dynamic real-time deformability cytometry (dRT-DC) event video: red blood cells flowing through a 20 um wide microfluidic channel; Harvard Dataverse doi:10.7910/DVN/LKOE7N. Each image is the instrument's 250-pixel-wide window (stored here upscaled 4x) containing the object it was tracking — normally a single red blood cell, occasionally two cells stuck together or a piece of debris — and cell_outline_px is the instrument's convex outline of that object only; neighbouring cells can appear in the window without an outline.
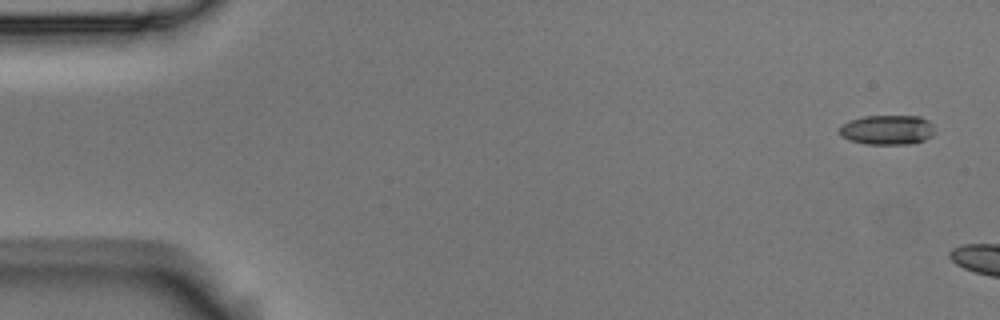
{"species": "Egyptian fruit bat (a non-hibernating species)", "species_latin": "Rousettus aegyptiacus", "temperature_condition": "room temperature", "stored_images_in_passage": 2, "camera_frame_rate_fps": 3000, "um_per_image_px": 0.085, "animal": {"sex": "male"}, "frame": {"image": 1, "passage_image": 1, "time_ms": 0.0, "image_size_px": [1000, 320], "cell_outline_px": [[936, 132], [932, 136], [924, 140], [912, 144], [864, 144], [848, 140], [840, 136], [840, 128], [844, 124], [852, 120], [864, 116], [920, 116], [928, 120], [932, 124]], "centroid_in_image_um": [75.46, 11.05], "position_along_channel_um": 9.5, "area_um2": 16.59}}